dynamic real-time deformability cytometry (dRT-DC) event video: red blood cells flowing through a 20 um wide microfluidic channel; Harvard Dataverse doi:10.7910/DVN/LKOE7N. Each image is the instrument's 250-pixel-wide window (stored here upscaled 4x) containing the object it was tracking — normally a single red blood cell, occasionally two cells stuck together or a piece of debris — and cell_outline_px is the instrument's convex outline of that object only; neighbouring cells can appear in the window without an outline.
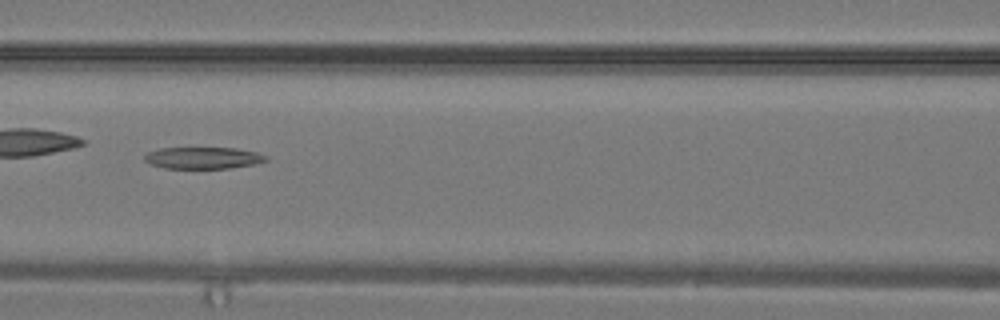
{"species": "common noctule bat (a hibernating species)", "species_latin": "Nyctalus noctula", "temperature_condition": "warm", "stored_images_in_passage": 21, "camera_frame_rate_fps": 3000, "um_per_image_px": 0.085, "animal": {"sex": "male", "body_mass_g": 19.2, "forearm_length_mm": 51.8}, "frame": {"image": 1, "passage_image": 9, "time_ms": 2.667, "image_size_px": [1000, 320], "cell_outline_px": [[268, 160], [256, 164], [228, 168], [164, 168], [148, 164], [144, 160], [144, 156], [148, 152], [160, 148], [236, 148], [256, 152], [268, 156]], "centroid_in_image_um": [17.26, 13.42], "position_along_channel_um": 149.3, "area_um2": 15.43}}
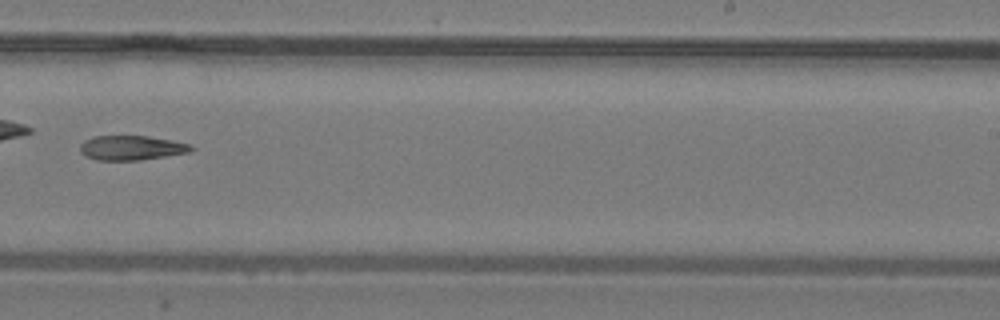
{"frame": {"image": 2, "passage_image": 15, "time_ms": 4.667, "image_size_px": [1000, 320], "cell_outline_px": [[196, 148], [192, 152], [140, 160], [96, 160], [84, 156], [80, 152], [80, 144], [84, 140], [96, 136], [148, 136], [172, 140], [192, 144]], "centroid_in_image_um": [11.21, 12.57], "position_along_channel_um": 277.8, "area_um2": 16.13}}
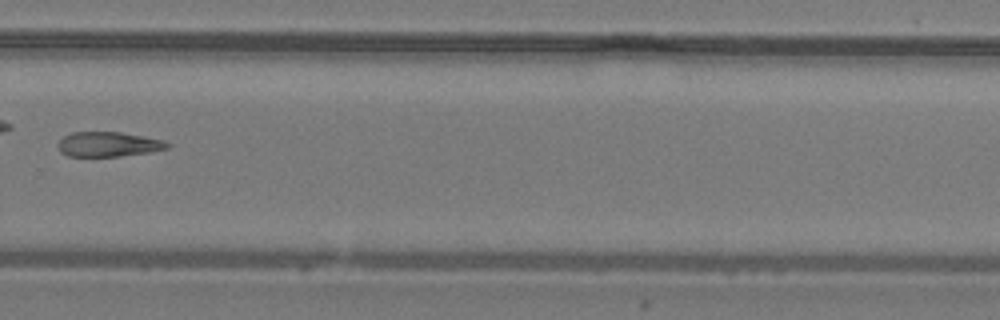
{"frame": {"image": 3, "passage_image": 17, "time_ms": 5.333, "image_size_px": [1000, 320], "cell_outline_px": [[172, 144], [168, 148], [148, 152], [120, 156], [68, 156], [60, 152], [56, 144], [64, 136], [72, 132], [120, 132], [160, 140]], "centroid_in_image_um": [9.15, 12.26], "position_along_channel_um": 320.6, "area_um2": 15.61}}